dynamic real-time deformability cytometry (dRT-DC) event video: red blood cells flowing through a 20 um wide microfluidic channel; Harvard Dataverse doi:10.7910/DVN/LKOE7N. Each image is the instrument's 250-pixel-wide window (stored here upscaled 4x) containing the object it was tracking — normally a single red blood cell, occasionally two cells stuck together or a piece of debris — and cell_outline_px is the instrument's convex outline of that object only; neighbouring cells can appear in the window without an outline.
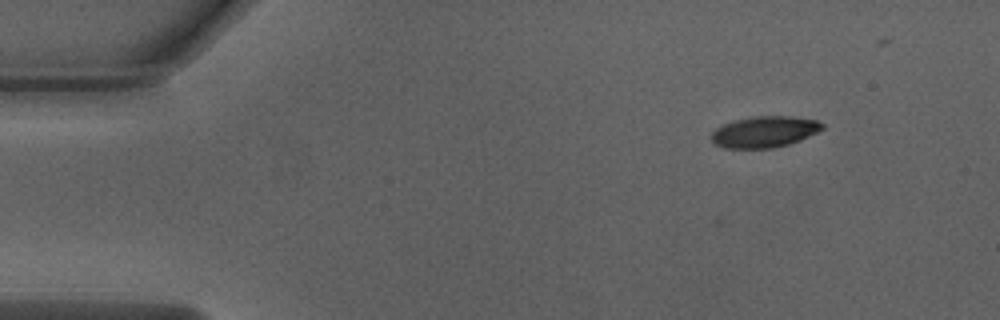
{"species": "Egyptian fruit bat (a non-hibernating species)", "species_latin": "Rousettus aegyptiacus", "temperature_condition": "warm", "stored_images_in_passage": 40, "camera_frame_rate_fps": 3000, "um_per_image_px": 0.085, "animal": {"sex": "male"}, "frame": {"image": 1, "passage_image": 1, "time_ms": 0.0, "image_size_px": [1000, 320], "cell_outline_px": [[824, 128], [800, 140], [788, 144], [772, 148], [724, 148], [716, 144], [712, 140], [712, 132], [716, 128], [724, 124], [736, 120], [756, 116], [792, 116], [816, 120], [824, 124]], "centroid_in_image_um": [64.99, 11.2], "position_along_channel_um": 20.0, "area_um2": 19.94}}
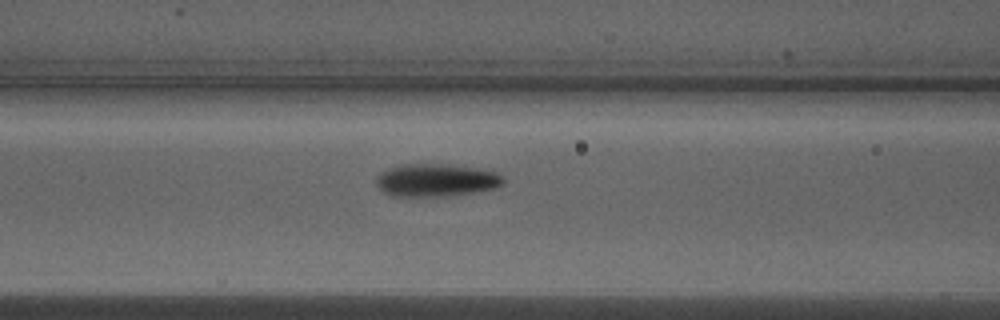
{"frame": {"image": 2, "passage_image": 16, "time_ms": 5.0, "image_size_px": [1000, 320], "cell_outline_px": [[504, 184], [496, 188], [472, 192], [440, 196], [392, 196], [384, 192], [376, 184], [376, 176], [380, 172], [388, 168], [404, 164], [444, 164], [476, 168], [496, 172], [504, 176]], "centroid_in_image_um": [37.06, 15.31], "position_along_channel_um": 129.5, "area_um2": 24.16}}
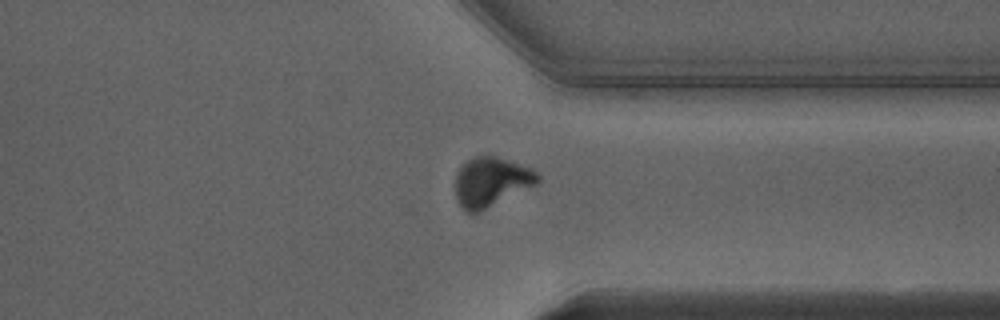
{"frame": {"image": 3, "passage_image": 34, "time_ms": 11.0, "image_size_px": [1000, 320], "cell_outline_px": [[540, 180], [536, 184], [472, 216], [464, 212], [456, 200], [456, 172], [472, 156], [496, 156], [532, 168], [540, 176]], "centroid_in_image_um": [41.72, 15.49], "position_along_channel_um": 369.7, "area_um2": 23.93}, "authors_computed_cell_mechanics": {"area_um2": 23.1778, "velocity_mm_per_s": 4.0313, "shape_relaxation_time_tau1_ms": 2.4823, "shape_relaxation_time_tau2_ms": 0.8989, "deformation_change_tau1": 0.172, "deformation_change_tau2": 0.0543}}